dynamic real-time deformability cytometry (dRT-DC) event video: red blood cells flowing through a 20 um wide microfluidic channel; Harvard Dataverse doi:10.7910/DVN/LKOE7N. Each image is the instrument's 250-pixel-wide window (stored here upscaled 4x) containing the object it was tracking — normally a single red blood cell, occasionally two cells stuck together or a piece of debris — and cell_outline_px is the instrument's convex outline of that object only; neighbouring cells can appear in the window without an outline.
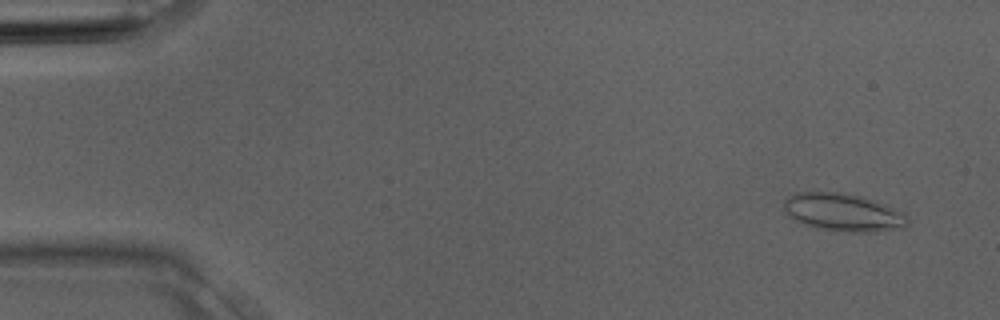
{"species": "Egyptian fruit bat (a non-hibernating species)", "species_latin": "Rousettus aegyptiacus", "temperature_condition": "room temperature", "stored_images_in_passage": 3, "camera_frame_rate_fps": 3000, "um_per_image_px": 0.085, "animal": {"sex": "male"}, "frame": {"image": 1, "passage_image": 1, "time_ms": 0.0, "image_size_px": [1000, 320], "cell_outline_px": [[908, 224], [904, 228], [876, 232], [848, 232], [816, 228], [804, 224], [796, 220], [784, 208], [784, 200], [788, 196], [796, 192], [840, 192], [864, 196], [876, 200], [904, 212], [908, 220]], "centroid_in_image_um": [71.73, 18.05], "position_along_channel_um": 13.3, "area_um2": 27.46}}